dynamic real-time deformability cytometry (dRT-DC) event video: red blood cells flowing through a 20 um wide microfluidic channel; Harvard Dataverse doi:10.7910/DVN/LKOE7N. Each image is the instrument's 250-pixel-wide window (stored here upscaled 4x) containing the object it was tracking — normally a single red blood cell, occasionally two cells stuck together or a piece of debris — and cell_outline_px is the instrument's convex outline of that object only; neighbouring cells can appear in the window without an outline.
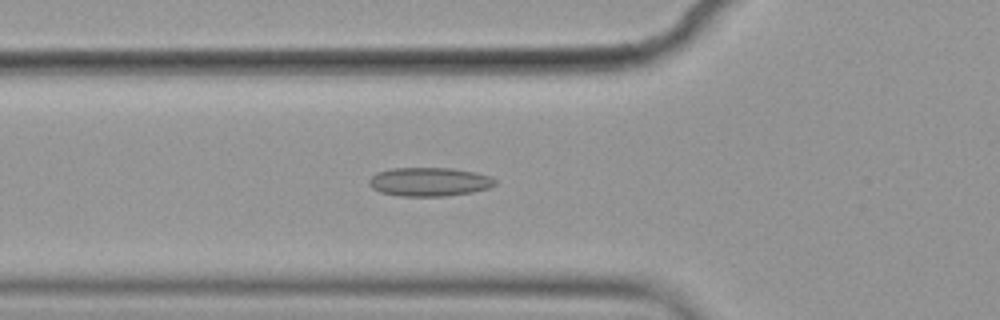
{"species": "common noctule bat (a hibernating species)", "species_latin": "Nyctalus noctula", "temperature_condition": "cold", "stored_images_in_passage": 39, "camera_frame_rate_fps": 3000, "um_per_image_px": 0.085, "animal": {"sex": "female", "body_mass_g": 19.9}, "frame": {"image": 1, "passage_image": 8, "time_ms": 2.333, "image_size_px": [1000, 320], "cell_outline_px": [[496, 184], [488, 188], [472, 192], [444, 196], [400, 196], [380, 192], [372, 188], [368, 184], [368, 180], [376, 172], [392, 168], [452, 168], [476, 172], [488, 176], [496, 180]], "centroid_in_image_um": [36.46, 15.45], "position_along_channel_um": 89.3, "area_um2": 21.15}}
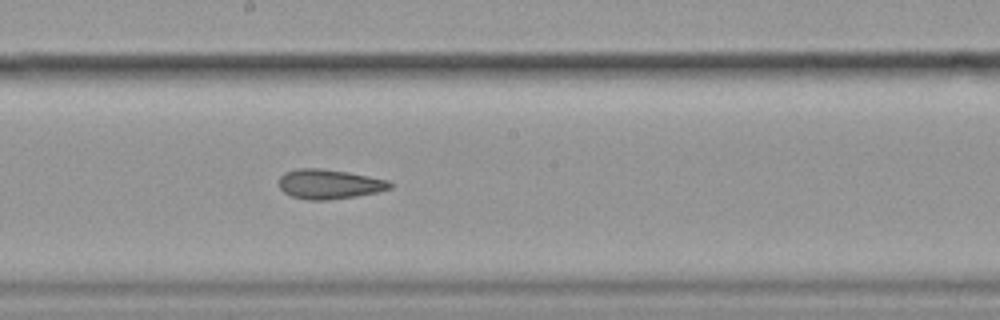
{"frame": {"image": 2, "passage_image": 19, "time_ms": 6.0, "image_size_px": [1000, 320], "cell_outline_px": [[392, 188], [376, 192], [356, 196], [328, 200], [308, 200], [292, 196], [284, 192], [280, 188], [280, 176], [284, 172], [296, 168], [320, 168], [348, 172], [388, 180], [392, 184]], "centroid_in_image_um": [27.97, 15.64], "position_along_channel_um": 220.2, "area_um2": 19.13}}
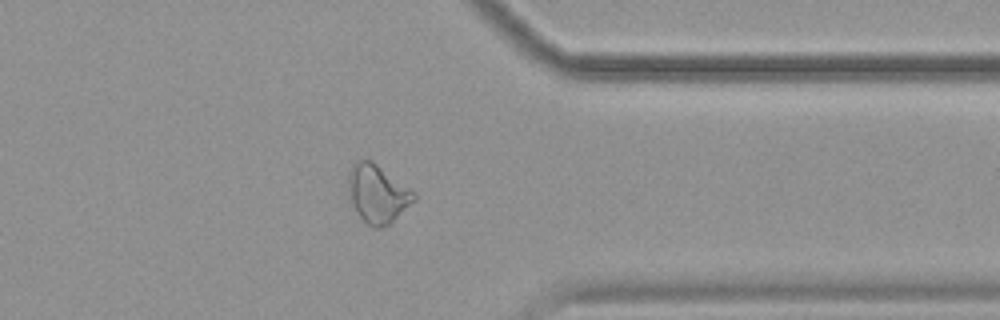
{"frame": {"image": 3, "passage_image": 33, "time_ms": 10.667, "image_size_px": [1000, 320], "cell_outline_px": [[416, 200], [388, 224], [380, 228], [372, 228], [360, 216], [352, 204], [348, 180], [348, 172], [352, 164], [356, 160], [372, 160], [416, 192]], "centroid_in_image_um": [32.1, 16.44], "position_along_channel_um": 379.3, "area_um2": 22.08}}